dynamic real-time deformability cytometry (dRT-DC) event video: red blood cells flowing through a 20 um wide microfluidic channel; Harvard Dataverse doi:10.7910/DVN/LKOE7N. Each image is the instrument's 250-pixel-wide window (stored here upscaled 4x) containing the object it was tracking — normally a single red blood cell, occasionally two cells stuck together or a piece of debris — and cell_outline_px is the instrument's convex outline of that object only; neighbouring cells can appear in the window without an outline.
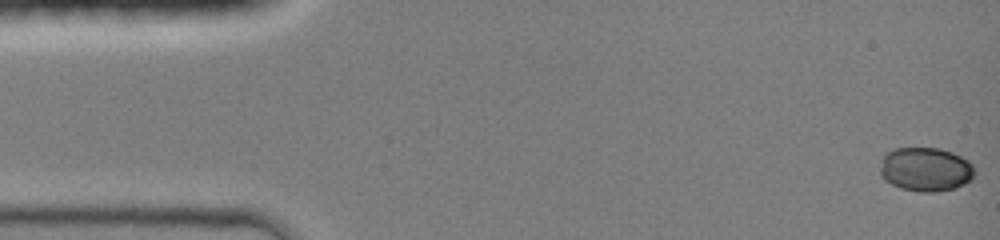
{"species": "common noctule bat (a hibernating species)", "species_latin": "Nyctalus noctula", "temperature_condition": "room temperature", "stored_images_in_passage": 45, "camera_frame_rate_fps": 3000, "um_per_image_px": 0.085, "animal": {"sex": "female", "body_mass_g": 19.0, "forearm_length_mm": 51.5}, "frame": {"image": 1, "passage_image": 1, "time_ms": 0.0, "image_size_px": [1000, 240], "cell_outline_px": [[972, 180], [956, 188], [932, 192], [920, 192], [900, 188], [884, 180], [880, 172], [880, 168], [884, 152], [892, 148], [940, 148], [952, 152], [968, 160], [972, 164]], "centroid_in_image_um": [78.64, 14.38], "position_along_channel_um": 6.4, "area_um2": 24.33}}
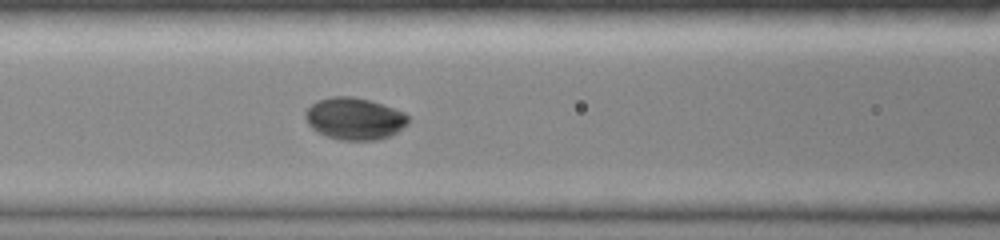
{"frame": {"image": 2, "passage_image": 19, "time_ms": 6.0, "image_size_px": [1000, 240], "cell_outline_px": [[408, 124], [396, 132], [388, 136], [376, 140], [340, 140], [316, 132], [308, 124], [304, 116], [304, 112], [316, 100], [332, 96], [352, 96], [372, 100], [404, 112], [408, 116]], "centroid_in_image_um": [30.11, 10.07], "position_along_channel_um": 136.5, "area_um2": 25.32}}
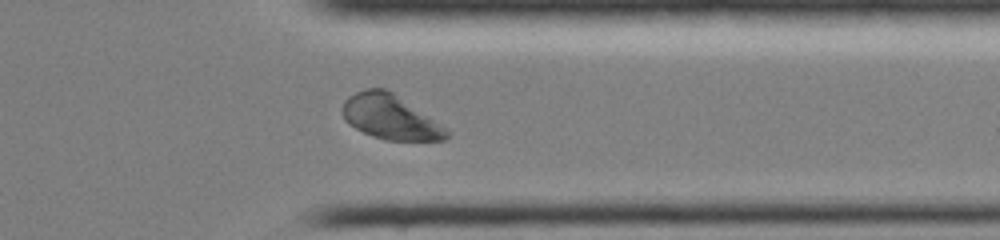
{"frame": {"image": 3, "passage_image": 36, "time_ms": 11.667, "image_size_px": [1000, 240], "cell_outline_px": [[448, 136], [444, 140], [388, 140], [372, 136], [348, 124], [344, 120], [340, 112], [340, 108], [344, 100], [348, 96], [364, 88], [384, 88], [392, 92], [444, 128], [448, 132]], "centroid_in_image_um": [33.05, 9.94], "position_along_channel_um": 378.4, "area_um2": 26.53}, "authors_computed_cell_mechanics": {"area_um2": 25.2586, "velocity_mm_per_s": 4.2501, "shape_relaxation_time_tau1_ms": 1.566, "shape_relaxation_time_tau2_ms": null, "deformation_change_tau1": 0.0693, "deformation_change_tau2": null}}